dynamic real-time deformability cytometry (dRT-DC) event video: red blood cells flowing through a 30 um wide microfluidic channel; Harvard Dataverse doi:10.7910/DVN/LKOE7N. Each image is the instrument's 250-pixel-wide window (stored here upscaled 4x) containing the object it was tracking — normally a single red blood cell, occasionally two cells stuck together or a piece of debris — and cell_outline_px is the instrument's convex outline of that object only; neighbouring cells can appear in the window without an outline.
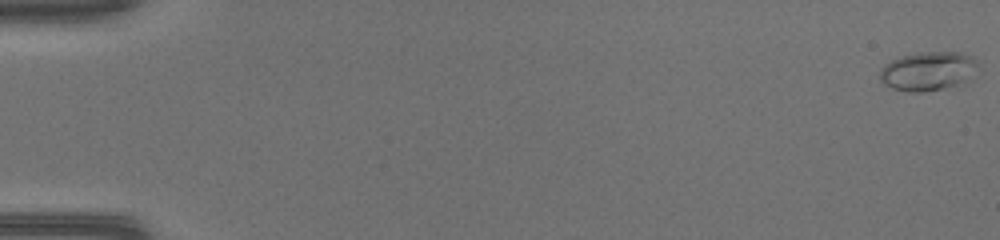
{"species": "common noctule bat (a hibernating species)", "species_latin": "Nyctalus noctula", "temperature_condition": "warm", "stored_images_in_passage": 51, "camera_frame_rate_fps": 3000, "um_per_image_px": 0.085, "animal": {"sex": "female", "body_mass_g": 17.0, "forearm_length_mm": 48.0}, "frame": {"image": 1, "passage_image": 1, "time_ms": 0.0, "image_size_px": [1000, 240], "cell_outline_px": [[976, 64], [956, 84], [940, 88], [920, 92], [908, 92], [892, 88], [884, 84], [880, 80], [880, 68], [884, 64], [892, 60], [904, 56], [924, 52], [960, 52], [972, 56], [976, 60]], "centroid_in_image_um": [78.73, 6.03], "position_along_channel_um": 6.3, "area_um2": 21.15}}
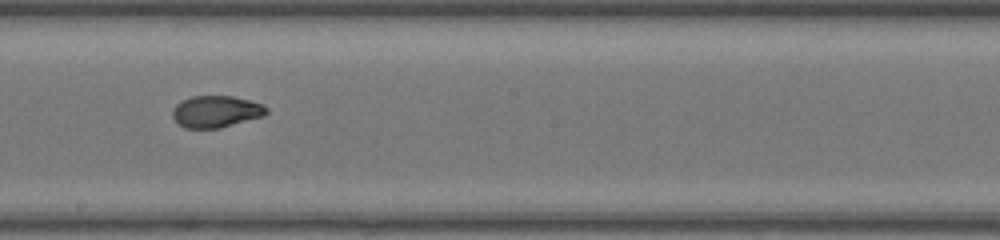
{"frame": {"image": 2, "passage_image": 30, "time_ms": 9.667, "image_size_px": [1000, 240], "cell_outline_px": [[268, 112], [264, 116], [220, 128], [184, 128], [172, 116], [172, 108], [180, 100], [192, 96], [232, 96], [264, 104], [268, 108]], "centroid_in_image_um": [18.37, 9.47], "position_along_channel_um": 229.8, "area_um2": 17.51}}
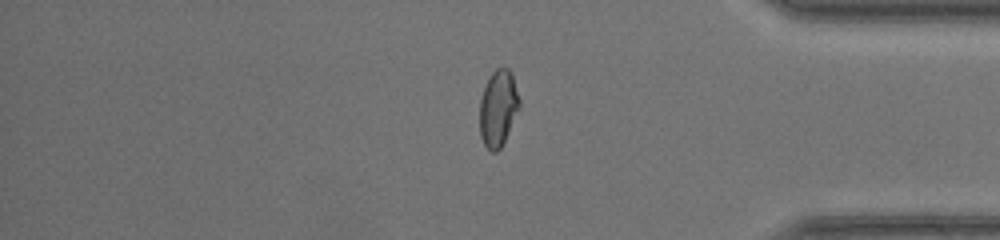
{"frame": {"image": 3, "passage_image": 43, "time_ms": 14.0, "image_size_px": [1000, 240], "cell_outline_px": [[520, 108], [500, 148], [496, 152], [492, 152], [484, 144], [480, 136], [480, 100], [484, 88], [492, 72], [496, 68], [508, 68], [512, 72], [520, 100]], "centroid_in_image_um": [42.35, 9.18], "position_along_channel_um": 392.8, "area_um2": 17.57}, "authors_computed_cell_mechanics": {"area_um2": 17.918, "velocity_mm_per_s": 4.2213, "shape_relaxation_time_tau1_ms": 3.2413, "shape_relaxation_time_tau2_ms": 1.0553, "deformation_change_tau1": 0.1847, "deformation_change_tau2": 0.0559}}